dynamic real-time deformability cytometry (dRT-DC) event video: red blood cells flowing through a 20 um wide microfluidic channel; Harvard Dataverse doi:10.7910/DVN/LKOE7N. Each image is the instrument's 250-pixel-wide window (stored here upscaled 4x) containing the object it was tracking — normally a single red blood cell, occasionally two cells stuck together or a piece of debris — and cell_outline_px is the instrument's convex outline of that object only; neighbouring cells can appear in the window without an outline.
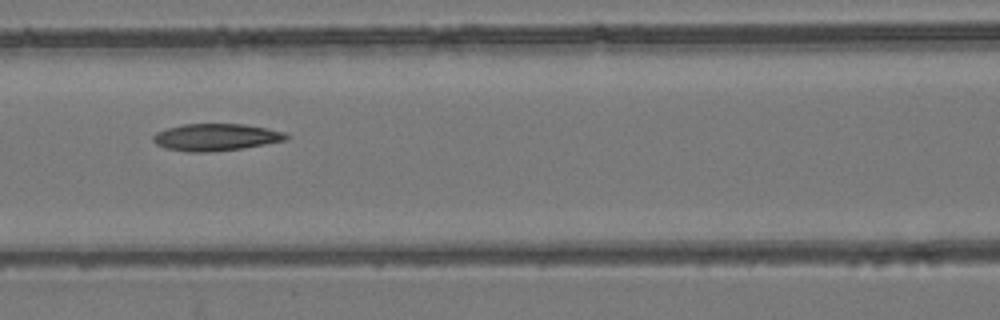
{"species": "common noctule bat (a hibernating species)", "species_latin": "Nyctalus noctula", "temperature_condition": "room temperature", "stored_images_in_passage": 7, "camera_frame_rate_fps": 3000, "um_per_image_px": 0.085, "animal": {"sex": "female", "body_mass_g": 24.6, "forearm_length_mm": 56.2}, "frame": {"image": 1, "passage_image": 6, "time_ms": 1.667, "image_size_px": [1000, 320], "cell_outline_px": [[292, 136], [288, 140], [240, 148], [208, 152], [188, 152], [168, 148], [156, 144], [152, 140], [152, 136], [156, 132], [168, 128], [184, 124], [244, 124], [284, 132]], "centroid_in_image_um": [18.36, 11.66], "position_along_channel_um": 148.2, "area_um2": 20.81}}
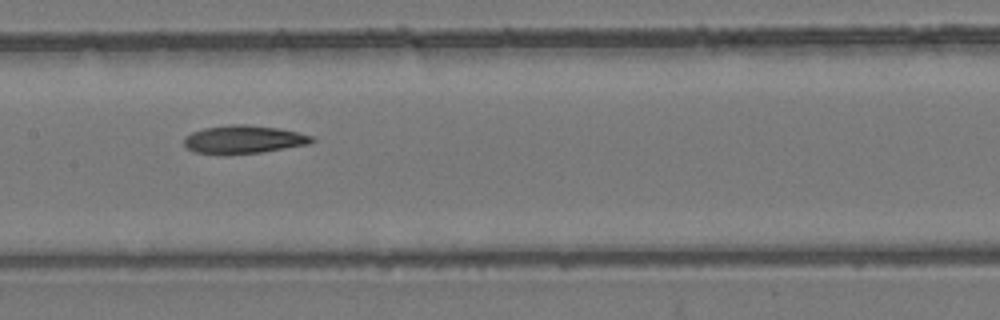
{"frame": {"image": 2, "passage_image": 7, "time_ms": 2.0, "image_size_px": [1000, 320], "cell_outline_px": [[316, 140], [312, 144], [260, 152], [224, 156], [216, 156], [192, 152], [184, 148], [184, 136], [192, 132], [204, 128], [232, 124], [244, 124], [280, 128], [312, 136]], "centroid_in_image_um": [20.64, 11.88], "position_along_channel_um": 186.8, "area_um2": 21.62}}